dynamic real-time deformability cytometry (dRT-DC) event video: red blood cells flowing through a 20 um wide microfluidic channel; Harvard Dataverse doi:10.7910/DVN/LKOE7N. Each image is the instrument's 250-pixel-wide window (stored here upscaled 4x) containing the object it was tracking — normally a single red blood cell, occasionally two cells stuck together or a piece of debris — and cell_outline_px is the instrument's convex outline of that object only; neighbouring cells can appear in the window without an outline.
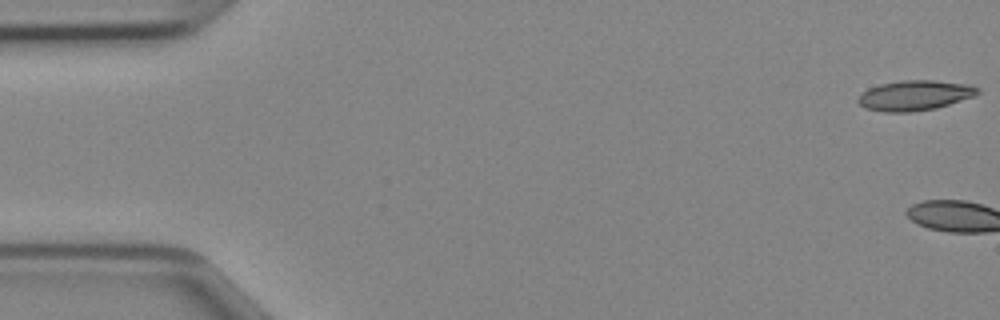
{"species": "Egyptian fruit bat (a non-hibernating species)", "species_latin": "Rousettus aegyptiacus", "temperature_condition": "cold", "stored_images_in_passage": 3, "camera_frame_rate_fps": 3000, "um_per_image_px": 0.085, "animal": {"sex": "female"}, "frame": {"image": 1, "passage_image": 1, "time_ms": 0.0, "image_size_px": [1000, 320], "cell_outline_px": [[980, 92], [976, 96], [936, 108], [912, 112], [884, 112], [864, 108], [856, 100], [868, 88], [880, 84], [900, 80], [932, 80], [972, 84], [980, 88]], "centroid_in_image_um": [77.8, 8.1], "position_along_channel_um": 7.2, "area_um2": 21.21}}